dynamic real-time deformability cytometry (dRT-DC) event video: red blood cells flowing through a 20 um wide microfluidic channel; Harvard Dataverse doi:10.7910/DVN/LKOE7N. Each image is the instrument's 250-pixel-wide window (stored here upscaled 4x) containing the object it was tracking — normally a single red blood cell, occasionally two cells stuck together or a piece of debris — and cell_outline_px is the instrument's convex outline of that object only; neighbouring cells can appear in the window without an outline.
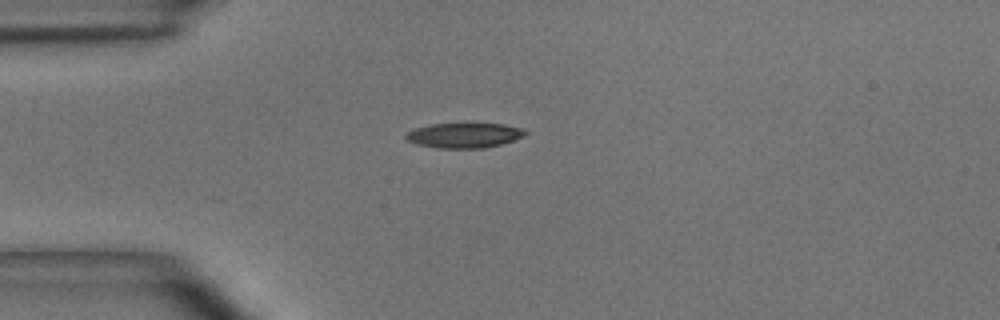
{"species": "common noctule bat (a hibernating species)", "species_latin": "Nyctalus noctula", "temperature_condition": "room temperature", "stored_images_in_passage": 38, "camera_frame_rate_fps": 3000, "um_per_image_px": 0.085, "animal": {"sex": "male", "body_mass_g": 15.6}, "frame": {"image": 1, "passage_image": 1, "time_ms": 0.0, "image_size_px": [1000, 320], "cell_outline_px": [[528, 132], [524, 136], [500, 144], [484, 148], [436, 148], [416, 144], [408, 140], [404, 136], [408, 132], [416, 128], [432, 124], [504, 124], [524, 128]], "centroid_in_image_um": [39.47, 11.51], "position_along_channel_um": 45.5, "area_um2": 17.22}}
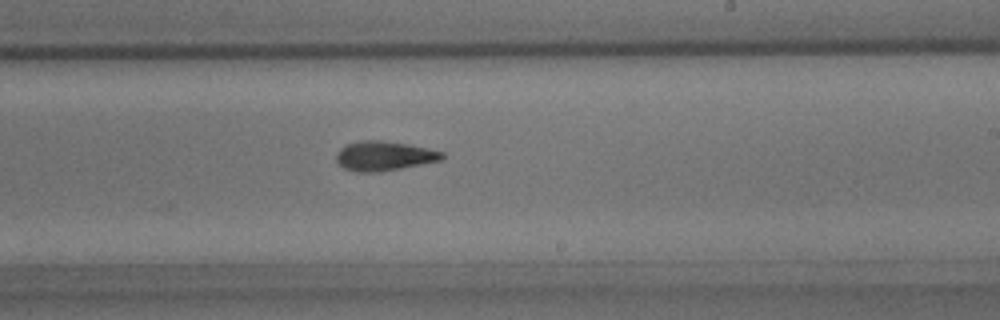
{"frame": {"image": 2, "passage_image": 18, "time_ms": 5.667, "image_size_px": [1000, 320], "cell_outline_px": [[444, 160], [380, 172], [356, 172], [344, 168], [336, 160], [336, 152], [340, 148], [348, 144], [364, 140], [380, 140], [428, 148], [444, 152]], "centroid_in_image_um": [32.66, 13.26], "position_along_channel_um": 256.3, "area_um2": 18.15}}
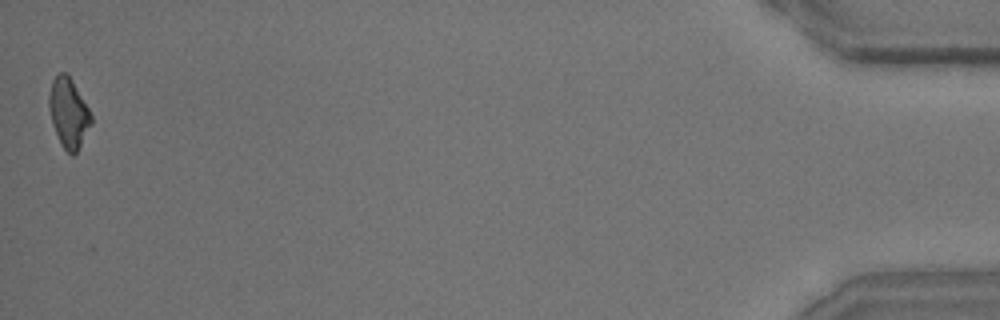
{"frame": {"image": 3, "passage_image": 38, "time_ms": 12.333, "image_size_px": [1000, 320], "cell_outline_px": [[92, 124], [76, 152], [72, 156], [60, 144], [52, 124], [48, 104], [48, 96], [52, 80], [60, 72], [64, 72], [72, 80], [88, 108], [92, 116]], "centroid_in_image_um": [5.81, 9.61], "position_along_channel_um": 429.4, "area_um2": 16.94}, "authors_computed_cell_mechanics": {"area_um2": 17.6868, "velocity_mm_per_s": 3.9832, "shape_relaxation_time_tau1_ms": 3.9469, "shape_relaxation_time_tau2_ms": 4.3525, "deformation_change_tau1": 0.1457, "deformation_change_tau2": 0.1374}}